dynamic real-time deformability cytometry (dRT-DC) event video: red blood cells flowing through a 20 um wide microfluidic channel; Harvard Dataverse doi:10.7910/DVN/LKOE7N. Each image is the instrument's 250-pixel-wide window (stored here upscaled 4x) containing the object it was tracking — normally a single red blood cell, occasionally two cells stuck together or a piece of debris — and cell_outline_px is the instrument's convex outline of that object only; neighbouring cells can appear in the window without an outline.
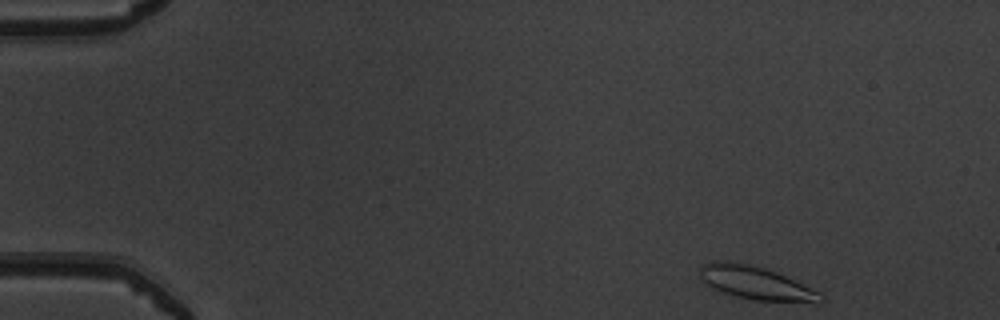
{"species": "common noctule bat (a hibernating species)", "species_latin": "Nyctalus noctula", "temperature_condition": "warm", "stored_images_in_passage": 47, "camera_frame_rate_fps": 3000, "um_per_image_px": 0.085, "animal": {"sex": "male", "body_mass_g": 19.5, "forearm_length_mm": 54.6}, "frame": {"image": 1, "passage_image": 1, "time_ms": 0.0, "image_size_px": [1000, 320], "cell_outline_px": [[828, 300], [820, 304], [816, 304], [756, 300], [736, 296], [712, 288], [700, 276], [700, 268], [708, 260], [724, 260], [764, 268], [776, 272], [812, 288], [820, 292]], "centroid_in_image_um": [64.35, 24.08], "position_along_channel_um": 20.6, "area_um2": 23.58}}
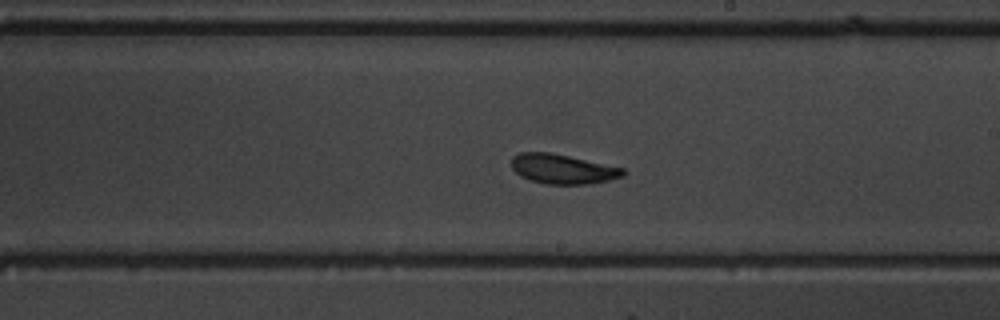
{"frame": {"image": 2, "passage_image": 26, "time_ms": 8.333, "image_size_px": [1000, 320], "cell_outline_px": [[624, 176], [608, 180], [588, 184], [544, 184], [520, 176], [512, 168], [512, 156], [520, 152], [548, 152], [568, 156], [624, 168]], "centroid_in_image_um": [47.8, 14.36], "position_along_channel_um": 241.2, "area_um2": 19.07}}
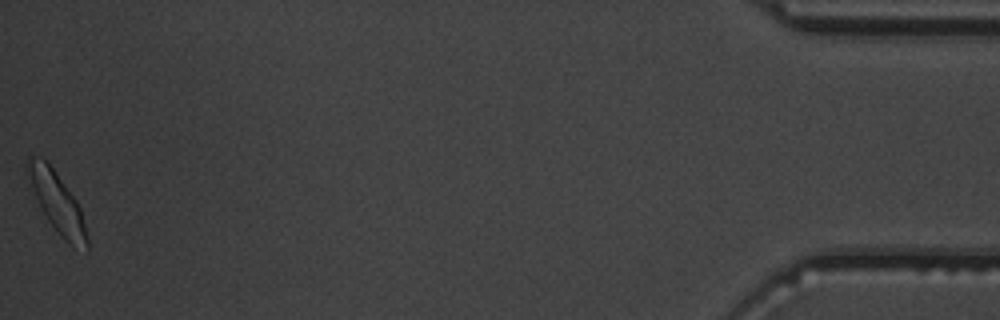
{"frame": {"image": 3, "passage_image": 47, "time_ms": 15.333, "image_size_px": [1000, 320], "cell_outline_px": [[88, 252], [72, 248], [60, 236], [48, 220], [36, 196], [24, 168], [24, 164], [28, 156], [40, 156], [52, 168], [76, 200], [80, 208], [88, 236]], "centroid_in_image_um": [4.88, 17.26], "position_along_channel_um": 430.3, "area_um2": 20.63}, "authors_computed_cell_mechanics": {"area_um2": 19.652, "velocity_mm_per_s": 3.9466, "shape_relaxation_time_tau1_ms": 2.5717, "shape_relaxation_time_tau2_ms": 2.3495, "deformation_change_tau1": 0.1097, "deformation_change_tau2": 0.0987}}